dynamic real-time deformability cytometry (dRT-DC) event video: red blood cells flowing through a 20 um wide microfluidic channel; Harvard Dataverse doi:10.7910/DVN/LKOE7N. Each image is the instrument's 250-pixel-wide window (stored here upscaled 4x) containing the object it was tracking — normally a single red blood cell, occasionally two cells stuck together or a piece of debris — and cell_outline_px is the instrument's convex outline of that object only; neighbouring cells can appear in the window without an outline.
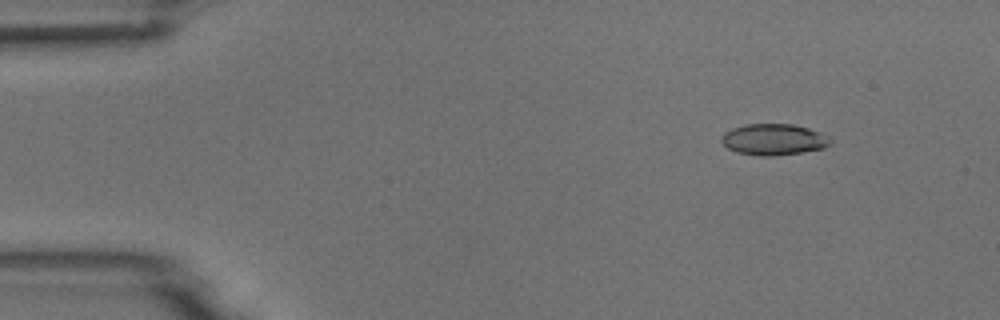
{"species": "common noctule bat (a hibernating species)", "species_latin": "Nyctalus noctula", "temperature_condition": "room temperature", "stored_images_in_passage": 6, "camera_frame_rate_fps": 3000, "um_per_image_px": 0.085, "animal": {"sex": "male", "body_mass_g": 18.8}, "frame": {"image": 1, "passage_image": 2, "time_ms": 1.333, "image_size_px": [1000, 320], "cell_outline_px": [[828, 144], [824, 148], [776, 156], [760, 156], [736, 152], [728, 148], [720, 140], [724, 132], [732, 128], [748, 124], [792, 124], [808, 128], [820, 132], [828, 140]], "centroid_in_image_um": [65.69, 11.86], "position_along_channel_um": 19.3, "area_um2": 19.54}}
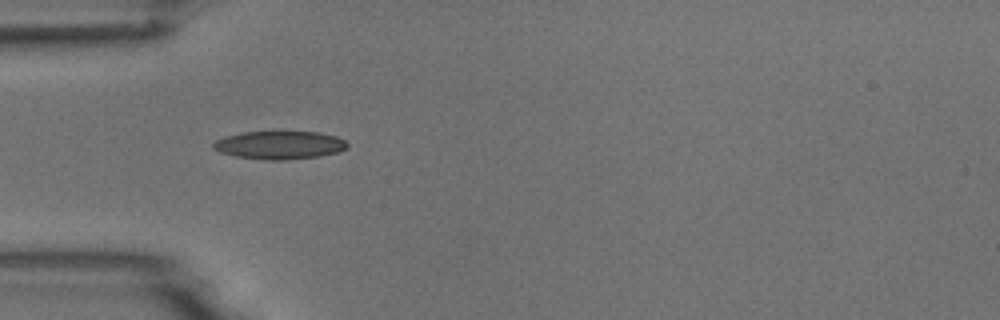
{"frame": {"image": 2, "passage_image": 5, "time_ms": 4.667, "image_size_px": [1000, 320], "cell_outline_px": [[348, 148], [336, 152], [320, 156], [284, 160], [268, 160], [236, 156], [220, 152], [212, 148], [212, 144], [216, 140], [224, 136], [240, 132], [320, 132], [336, 136], [344, 140], [348, 144]], "centroid_in_image_um": [23.75, 12.33], "position_along_channel_um": 61.3, "area_um2": 21.96}}